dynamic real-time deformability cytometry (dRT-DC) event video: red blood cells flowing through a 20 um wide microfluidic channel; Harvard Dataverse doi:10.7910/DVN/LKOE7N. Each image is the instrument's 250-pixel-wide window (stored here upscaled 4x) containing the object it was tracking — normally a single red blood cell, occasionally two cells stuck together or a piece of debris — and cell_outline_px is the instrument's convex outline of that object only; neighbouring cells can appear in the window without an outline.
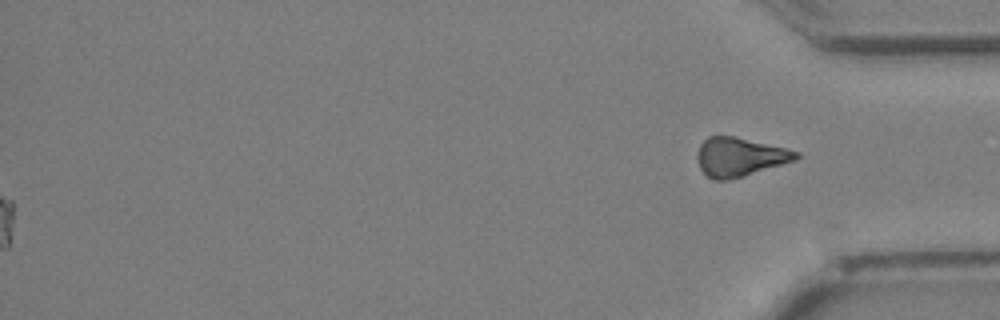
{"species": "Egyptian fruit bat (a non-hibernating species)", "species_latin": "Rousettus aegyptiacus", "temperature_condition": "cold", "stored_images_in_passage": 30, "segment_of_instrument_passage": [2, 2], "camera_frame_rate_fps": 3000, "um_per_image_px": 0.085, "animal": {"sex": "female"}, "frame": {"image": 1, "passage_image": 30, "time_ms": 9.667, "image_size_px": [1000, 320], "cell_outline_px": [[800, 156], [796, 160], [728, 180], [712, 180], [700, 168], [696, 156], [700, 144], [708, 136], [732, 136], [784, 148], [800, 152]], "centroid_in_image_um": [62.84, 13.34], "position_along_channel_um": 372.4, "area_um2": 21.96}}